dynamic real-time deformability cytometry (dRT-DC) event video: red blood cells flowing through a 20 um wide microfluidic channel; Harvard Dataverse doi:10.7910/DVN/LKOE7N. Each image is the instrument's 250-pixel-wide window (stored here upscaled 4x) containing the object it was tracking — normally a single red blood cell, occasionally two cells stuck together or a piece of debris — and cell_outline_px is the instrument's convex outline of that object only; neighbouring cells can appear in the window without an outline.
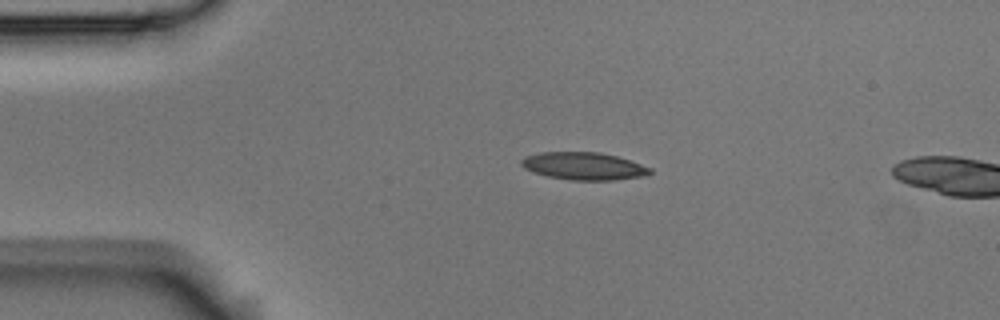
{"species": "Egyptian fruit bat (a non-hibernating species)", "species_latin": "Rousettus aegyptiacus", "temperature_condition": "room temperature", "stored_images_in_passage": 2, "segment_of_instrument_passage": [1, 2], "camera_frame_rate_fps": 3000, "um_per_image_px": 0.085, "animal": {"sex": "male"}, "frame": {"image": 1, "passage_image": 1, "time_ms": 0.0, "image_size_px": [1000, 320], "cell_outline_px": [[652, 172], [648, 176], [616, 180], [572, 180], [548, 176], [524, 168], [520, 164], [520, 160], [524, 156], [540, 152], [600, 152], [616, 156], [652, 168]], "centroid_in_image_um": [49.64, 14.12], "position_along_channel_um": 35.4, "area_um2": 20.69}}